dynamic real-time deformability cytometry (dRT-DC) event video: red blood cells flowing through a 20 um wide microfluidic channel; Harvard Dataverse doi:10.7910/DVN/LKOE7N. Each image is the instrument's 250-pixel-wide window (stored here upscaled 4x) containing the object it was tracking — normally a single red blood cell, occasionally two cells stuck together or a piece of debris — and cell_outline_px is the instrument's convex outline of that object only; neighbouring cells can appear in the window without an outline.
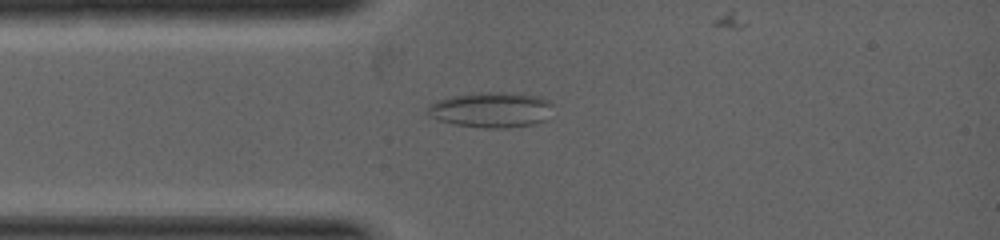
{"species": "common noctule bat (a hibernating species)", "species_latin": "Nyctalus noctula", "temperature_condition": "warm", "stored_images_in_passage": 11, "camera_frame_rate_fps": 5000, "um_per_image_px": 0.085, "animal": {"sex": "female", "body_mass_g": 19.0, "forearm_length_mm": 53.3}, "frame": {"image": 1, "passage_image": 5, "time_ms": 1.4, "image_size_px": [1000, 240], "cell_outline_px": [[552, 104], [544, 120], [532, 124], [508, 128], [484, 128], [452, 124], [440, 120], [432, 116], [428, 112], [428, 104], [436, 100], [452, 96], [484, 92], [520, 92], [540, 96], [548, 100]], "centroid_in_image_um": [41.75, 9.32], "position_along_channel_um": 43.3, "area_um2": 25.84}}
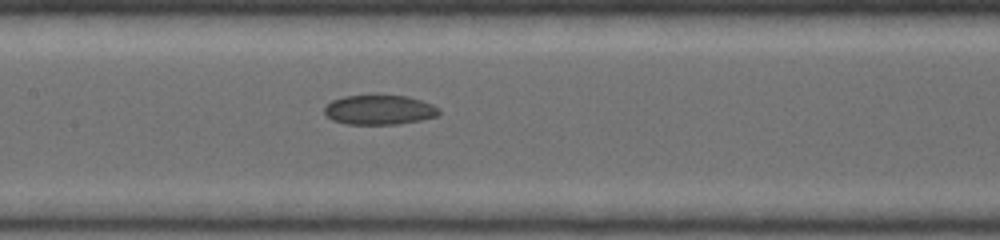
{"frame": {"image": 2, "passage_image": 10, "time_ms": 3.2, "image_size_px": [1000, 240], "cell_outline_px": [[440, 112], [436, 116], [420, 120], [400, 124], [348, 124], [332, 120], [324, 116], [324, 108], [332, 100], [344, 96], [408, 96], [432, 104], [440, 108]], "centroid_in_image_um": [32.23, 9.35], "position_along_channel_um": 175.2, "area_um2": 19.71}}